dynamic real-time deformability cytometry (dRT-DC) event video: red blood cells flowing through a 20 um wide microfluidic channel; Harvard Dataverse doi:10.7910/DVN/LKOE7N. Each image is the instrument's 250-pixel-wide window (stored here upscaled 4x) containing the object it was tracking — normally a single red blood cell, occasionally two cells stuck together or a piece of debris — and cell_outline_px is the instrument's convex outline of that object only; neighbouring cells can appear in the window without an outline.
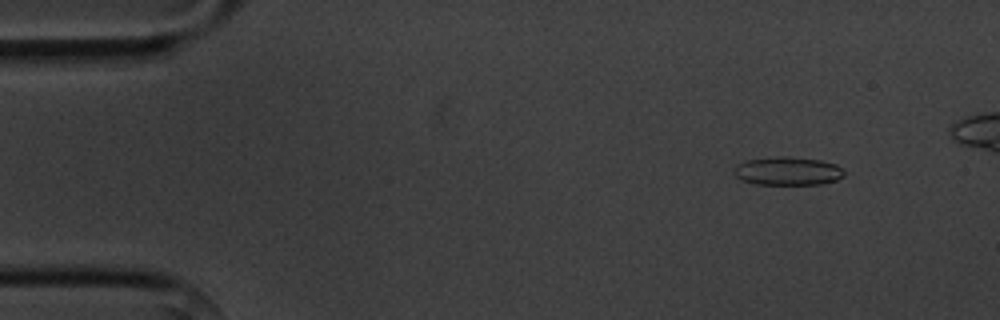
{"species": "common noctule bat (a hibernating species)", "species_latin": "Nyctalus noctula", "temperature_condition": "cold", "stored_images_in_passage": 6, "camera_frame_rate_fps": 3000, "um_per_image_px": 0.085, "animal": {"sex": "male", "body_mass_g": 20.1, "forearm_length_mm": 53.5}, "frame": {"image": 1, "passage_image": 2, "time_ms": 1.333, "image_size_px": [1000, 320], "cell_outline_px": [[844, 176], [836, 180], [820, 184], [756, 184], [740, 180], [732, 172], [736, 164], [744, 160], [776, 156], [788, 156], [820, 160], [836, 164], [844, 172]], "centroid_in_image_um": [66.9, 14.53], "position_along_channel_um": 18.1, "area_um2": 18.38}}